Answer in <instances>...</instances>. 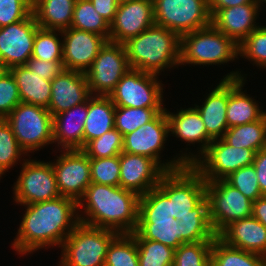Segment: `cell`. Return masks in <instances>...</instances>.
<instances>
[{"instance_id":"obj_1","label":"cell","mask_w":266,"mask_h":266,"mask_svg":"<svg viewBox=\"0 0 266 266\" xmlns=\"http://www.w3.org/2000/svg\"><path fill=\"white\" fill-rule=\"evenodd\" d=\"M23 206L26 211L12 243L14 250L22 255L44 247H61L82 215L78 213L77 202L64 196Z\"/></svg>"},{"instance_id":"obj_2","label":"cell","mask_w":266,"mask_h":266,"mask_svg":"<svg viewBox=\"0 0 266 266\" xmlns=\"http://www.w3.org/2000/svg\"><path fill=\"white\" fill-rule=\"evenodd\" d=\"M139 200V195L120 186L91 183L77 203L78 210L84 207L86 213L79 222L118 234L133 233L138 225Z\"/></svg>"},{"instance_id":"obj_3","label":"cell","mask_w":266,"mask_h":266,"mask_svg":"<svg viewBox=\"0 0 266 266\" xmlns=\"http://www.w3.org/2000/svg\"><path fill=\"white\" fill-rule=\"evenodd\" d=\"M130 69L156 75L180 61V36L165 27L153 25L124 43Z\"/></svg>"},{"instance_id":"obj_4","label":"cell","mask_w":266,"mask_h":266,"mask_svg":"<svg viewBox=\"0 0 266 266\" xmlns=\"http://www.w3.org/2000/svg\"><path fill=\"white\" fill-rule=\"evenodd\" d=\"M158 187L169 197L170 216L176 220L187 215H209L206 181L192 165L165 172Z\"/></svg>"},{"instance_id":"obj_5","label":"cell","mask_w":266,"mask_h":266,"mask_svg":"<svg viewBox=\"0 0 266 266\" xmlns=\"http://www.w3.org/2000/svg\"><path fill=\"white\" fill-rule=\"evenodd\" d=\"M135 239L158 241L177 249L180 241V224L170 216L169 197L157 186L140 196L138 225L131 233Z\"/></svg>"},{"instance_id":"obj_6","label":"cell","mask_w":266,"mask_h":266,"mask_svg":"<svg viewBox=\"0 0 266 266\" xmlns=\"http://www.w3.org/2000/svg\"><path fill=\"white\" fill-rule=\"evenodd\" d=\"M238 55L239 45L212 24L180 36L181 65H221Z\"/></svg>"},{"instance_id":"obj_7","label":"cell","mask_w":266,"mask_h":266,"mask_svg":"<svg viewBox=\"0 0 266 266\" xmlns=\"http://www.w3.org/2000/svg\"><path fill=\"white\" fill-rule=\"evenodd\" d=\"M117 232L79 223L64 240L59 266H104Z\"/></svg>"},{"instance_id":"obj_8","label":"cell","mask_w":266,"mask_h":266,"mask_svg":"<svg viewBox=\"0 0 266 266\" xmlns=\"http://www.w3.org/2000/svg\"><path fill=\"white\" fill-rule=\"evenodd\" d=\"M255 153L251 149L232 147L221 138L213 140L201 156L189 152L182 153L180 158L186 165H192L205 181H215L252 165Z\"/></svg>"},{"instance_id":"obj_9","label":"cell","mask_w":266,"mask_h":266,"mask_svg":"<svg viewBox=\"0 0 266 266\" xmlns=\"http://www.w3.org/2000/svg\"><path fill=\"white\" fill-rule=\"evenodd\" d=\"M5 120L26 154L53 143V116L44 107L20 102Z\"/></svg>"},{"instance_id":"obj_10","label":"cell","mask_w":266,"mask_h":266,"mask_svg":"<svg viewBox=\"0 0 266 266\" xmlns=\"http://www.w3.org/2000/svg\"><path fill=\"white\" fill-rule=\"evenodd\" d=\"M155 25L179 36L211 24L208 0H152Z\"/></svg>"},{"instance_id":"obj_11","label":"cell","mask_w":266,"mask_h":266,"mask_svg":"<svg viewBox=\"0 0 266 266\" xmlns=\"http://www.w3.org/2000/svg\"><path fill=\"white\" fill-rule=\"evenodd\" d=\"M209 219L218 235L231 222L252 216L253 201L225 179L206 181Z\"/></svg>"},{"instance_id":"obj_12","label":"cell","mask_w":266,"mask_h":266,"mask_svg":"<svg viewBox=\"0 0 266 266\" xmlns=\"http://www.w3.org/2000/svg\"><path fill=\"white\" fill-rule=\"evenodd\" d=\"M156 74L129 69L110 93L116 107L163 108V84Z\"/></svg>"},{"instance_id":"obj_13","label":"cell","mask_w":266,"mask_h":266,"mask_svg":"<svg viewBox=\"0 0 266 266\" xmlns=\"http://www.w3.org/2000/svg\"><path fill=\"white\" fill-rule=\"evenodd\" d=\"M169 133V122L164 109L152 121L123 136V152L149 157L165 172L180 169L186 165L180 157L167 163H161L159 157Z\"/></svg>"},{"instance_id":"obj_14","label":"cell","mask_w":266,"mask_h":266,"mask_svg":"<svg viewBox=\"0 0 266 266\" xmlns=\"http://www.w3.org/2000/svg\"><path fill=\"white\" fill-rule=\"evenodd\" d=\"M129 69L124 44L107 41L85 72L91 95L109 96Z\"/></svg>"},{"instance_id":"obj_15","label":"cell","mask_w":266,"mask_h":266,"mask_svg":"<svg viewBox=\"0 0 266 266\" xmlns=\"http://www.w3.org/2000/svg\"><path fill=\"white\" fill-rule=\"evenodd\" d=\"M14 183V201L21 205L55 199L60 195L52 162L24 160Z\"/></svg>"},{"instance_id":"obj_16","label":"cell","mask_w":266,"mask_h":266,"mask_svg":"<svg viewBox=\"0 0 266 266\" xmlns=\"http://www.w3.org/2000/svg\"><path fill=\"white\" fill-rule=\"evenodd\" d=\"M52 163L61 196L77 203L91 182L90 158L81 149L62 150Z\"/></svg>"},{"instance_id":"obj_17","label":"cell","mask_w":266,"mask_h":266,"mask_svg":"<svg viewBox=\"0 0 266 266\" xmlns=\"http://www.w3.org/2000/svg\"><path fill=\"white\" fill-rule=\"evenodd\" d=\"M38 28L33 13L22 21L0 27V61L9 69L25 65L32 56Z\"/></svg>"},{"instance_id":"obj_18","label":"cell","mask_w":266,"mask_h":266,"mask_svg":"<svg viewBox=\"0 0 266 266\" xmlns=\"http://www.w3.org/2000/svg\"><path fill=\"white\" fill-rule=\"evenodd\" d=\"M155 25L152 0H133L119 3L110 23L109 41L124 44Z\"/></svg>"},{"instance_id":"obj_19","label":"cell","mask_w":266,"mask_h":266,"mask_svg":"<svg viewBox=\"0 0 266 266\" xmlns=\"http://www.w3.org/2000/svg\"><path fill=\"white\" fill-rule=\"evenodd\" d=\"M63 43V67L66 70L85 73L98 52L108 41L105 37L72 27L61 31Z\"/></svg>"},{"instance_id":"obj_20","label":"cell","mask_w":266,"mask_h":266,"mask_svg":"<svg viewBox=\"0 0 266 266\" xmlns=\"http://www.w3.org/2000/svg\"><path fill=\"white\" fill-rule=\"evenodd\" d=\"M164 173L165 171L149 157L126 152L120 154L119 186L139 196L157 187Z\"/></svg>"},{"instance_id":"obj_21","label":"cell","mask_w":266,"mask_h":266,"mask_svg":"<svg viewBox=\"0 0 266 266\" xmlns=\"http://www.w3.org/2000/svg\"><path fill=\"white\" fill-rule=\"evenodd\" d=\"M48 110L52 116L86 102L92 95L85 73L63 69L51 81Z\"/></svg>"},{"instance_id":"obj_22","label":"cell","mask_w":266,"mask_h":266,"mask_svg":"<svg viewBox=\"0 0 266 266\" xmlns=\"http://www.w3.org/2000/svg\"><path fill=\"white\" fill-rule=\"evenodd\" d=\"M224 79L206 96L202 106L195 104V109L199 112L205 125L207 135L212 139L223 138L227 125V102H228V79H244L243 75L236 72L228 73Z\"/></svg>"},{"instance_id":"obj_23","label":"cell","mask_w":266,"mask_h":266,"mask_svg":"<svg viewBox=\"0 0 266 266\" xmlns=\"http://www.w3.org/2000/svg\"><path fill=\"white\" fill-rule=\"evenodd\" d=\"M260 7L254 0L251 3L219 9L211 16V24L239 45L259 27L256 20Z\"/></svg>"},{"instance_id":"obj_24","label":"cell","mask_w":266,"mask_h":266,"mask_svg":"<svg viewBox=\"0 0 266 266\" xmlns=\"http://www.w3.org/2000/svg\"><path fill=\"white\" fill-rule=\"evenodd\" d=\"M217 236L227 245L266 258V227L253 216L231 222Z\"/></svg>"},{"instance_id":"obj_25","label":"cell","mask_w":266,"mask_h":266,"mask_svg":"<svg viewBox=\"0 0 266 266\" xmlns=\"http://www.w3.org/2000/svg\"><path fill=\"white\" fill-rule=\"evenodd\" d=\"M87 114L88 100L53 116V143L63 150L82 149Z\"/></svg>"},{"instance_id":"obj_26","label":"cell","mask_w":266,"mask_h":266,"mask_svg":"<svg viewBox=\"0 0 266 266\" xmlns=\"http://www.w3.org/2000/svg\"><path fill=\"white\" fill-rule=\"evenodd\" d=\"M165 113L169 122V132L174 134L180 140L187 143H200L201 147L198 154H203L209 144L213 141L208 135L199 112L193 108L180 109L178 113L173 114L166 110Z\"/></svg>"},{"instance_id":"obj_27","label":"cell","mask_w":266,"mask_h":266,"mask_svg":"<svg viewBox=\"0 0 266 266\" xmlns=\"http://www.w3.org/2000/svg\"><path fill=\"white\" fill-rule=\"evenodd\" d=\"M244 79H228L227 125L228 128L260 120L266 111L260 110L258 103L244 93Z\"/></svg>"},{"instance_id":"obj_28","label":"cell","mask_w":266,"mask_h":266,"mask_svg":"<svg viewBox=\"0 0 266 266\" xmlns=\"http://www.w3.org/2000/svg\"><path fill=\"white\" fill-rule=\"evenodd\" d=\"M76 0H32V13L40 28L63 31L71 27Z\"/></svg>"},{"instance_id":"obj_29","label":"cell","mask_w":266,"mask_h":266,"mask_svg":"<svg viewBox=\"0 0 266 266\" xmlns=\"http://www.w3.org/2000/svg\"><path fill=\"white\" fill-rule=\"evenodd\" d=\"M9 71L16 81L21 102L48 109L51 100V81L41 78L25 65L12 67Z\"/></svg>"},{"instance_id":"obj_30","label":"cell","mask_w":266,"mask_h":266,"mask_svg":"<svg viewBox=\"0 0 266 266\" xmlns=\"http://www.w3.org/2000/svg\"><path fill=\"white\" fill-rule=\"evenodd\" d=\"M115 105L109 96L93 95L88 99L84 125V146L114 128Z\"/></svg>"},{"instance_id":"obj_31","label":"cell","mask_w":266,"mask_h":266,"mask_svg":"<svg viewBox=\"0 0 266 266\" xmlns=\"http://www.w3.org/2000/svg\"><path fill=\"white\" fill-rule=\"evenodd\" d=\"M222 139L232 147L255 152L266 148V114L255 122L228 128Z\"/></svg>"},{"instance_id":"obj_32","label":"cell","mask_w":266,"mask_h":266,"mask_svg":"<svg viewBox=\"0 0 266 266\" xmlns=\"http://www.w3.org/2000/svg\"><path fill=\"white\" fill-rule=\"evenodd\" d=\"M211 266H266V258L227 245L218 236L213 240L210 253Z\"/></svg>"},{"instance_id":"obj_33","label":"cell","mask_w":266,"mask_h":266,"mask_svg":"<svg viewBox=\"0 0 266 266\" xmlns=\"http://www.w3.org/2000/svg\"><path fill=\"white\" fill-rule=\"evenodd\" d=\"M71 27L99 34L109 41L110 24L94 9L90 0H76Z\"/></svg>"},{"instance_id":"obj_34","label":"cell","mask_w":266,"mask_h":266,"mask_svg":"<svg viewBox=\"0 0 266 266\" xmlns=\"http://www.w3.org/2000/svg\"><path fill=\"white\" fill-rule=\"evenodd\" d=\"M104 266H139L135 237L118 234L109 244Z\"/></svg>"},{"instance_id":"obj_35","label":"cell","mask_w":266,"mask_h":266,"mask_svg":"<svg viewBox=\"0 0 266 266\" xmlns=\"http://www.w3.org/2000/svg\"><path fill=\"white\" fill-rule=\"evenodd\" d=\"M164 109L115 106L114 128L124 136L152 121Z\"/></svg>"},{"instance_id":"obj_36","label":"cell","mask_w":266,"mask_h":266,"mask_svg":"<svg viewBox=\"0 0 266 266\" xmlns=\"http://www.w3.org/2000/svg\"><path fill=\"white\" fill-rule=\"evenodd\" d=\"M178 223L182 243L213 241L217 237L211 226L209 215H187Z\"/></svg>"},{"instance_id":"obj_37","label":"cell","mask_w":266,"mask_h":266,"mask_svg":"<svg viewBox=\"0 0 266 266\" xmlns=\"http://www.w3.org/2000/svg\"><path fill=\"white\" fill-rule=\"evenodd\" d=\"M139 266H173L175 249L158 241L135 239Z\"/></svg>"},{"instance_id":"obj_38","label":"cell","mask_w":266,"mask_h":266,"mask_svg":"<svg viewBox=\"0 0 266 266\" xmlns=\"http://www.w3.org/2000/svg\"><path fill=\"white\" fill-rule=\"evenodd\" d=\"M58 33L60 35L61 31L39 27L36 31L31 57L44 61H62L63 43L57 36Z\"/></svg>"},{"instance_id":"obj_39","label":"cell","mask_w":266,"mask_h":266,"mask_svg":"<svg viewBox=\"0 0 266 266\" xmlns=\"http://www.w3.org/2000/svg\"><path fill=\"white\" fill-rule=\"evenodd\" d=\"M212 243L200 241L181 244L175 250L173 266H211Z\"/></svg>"},{"instance_id":"obj_40","label":"cell","mask_w":266,"mask_h":266,"mask_svg":"<svg viewBox=\"0 0 266 266\" xmlns=\"http://www.w3.org/2000/svg\"><path fill=\"white\" fill-rule=\"evenodd\" d=\"M89 158H105L123 152V135L115 128L89 141L81 149Z\"/></svg>"},{"instance_id":"obj_41","label":"cell","mask_w":266,"mask_h":266,"mask_svg":"<svg viewBox=\"0 0 266 266\" xmlns=\"http://www.w3.org/2000/svg\"><path fill=\"white\" fill-rule=\"evenodd\" d=\"M23 154L25 152L20 148L10 125L5 119H0V178Z\"/></svg>"},{"instance_id":"obj_42","label":"cell","mask_w":266,"mask_h":266,"mask_svg":"<svg viewBox=\"0 0 266 266\" xmlns=\"http://www.w3.org/2000/svg\"><path fill=\"white\" fill-rule=\"evenodd\" d=\"M239 56L266 68V26L259 25L239 44Z\"/></svg>"},{"instance_id":"obj_43","label":"cell","mask_w":266,"mask_h":266,"mask_svg":"<svg viewBox=\"0 0 266 266\" xmlns=\"http://www.w3.org/2000/svg\"><path fill=\"white\" fill-rule=\"evenodd\" d=\"M91 182L119 186L120 155L105 158H90Z\"/></svg>"},{"instance_id":"obj_44","label":"cell","mask_w":266,"mask_h":266,"mask_svg":"<svg viewBox=\"0 0 266 266\" xmlns=\"http://www.w3.org/2000/svg\"><path fill=\"white\" fill-rule=\"evenodd\" d=\"M225 180L253 202L263 196L253 165L232 172Z\"/></svg>"},{"instance_id":"obj_45","label":"cell","mask_w":266,"mask_h":266,"mask_svg":"<svg viewBox=\"0 0 266 266\" xmlns=\"http://www.w3.org/2000/svg\"><path fill=\"white\" fill-rule=\"evenodd\" d=\"M32 13V0H0V27L26 19Z\"/></svg>"},{"instance_id":"obj_46","label":"cell","mask_w":266,"mask_h":266,"mask_svg":"<svg viewBox=\"0 0 266 266\" xmlns=\"http://www.w3.org/2000/svg\"><path fill=\"white\" fill-rule=\"evenodd\" d=\"M20 102L16 81L9 71L0 79V119H5Z\"/></svg>"},{"instance_id":"obj_47","label":"cell","mask_w":266,"mask_h":266,"mask_svg":"<svg viewBox=\"0 0 266 266\" xmlns=\"http://www.w3.org/2000/svg\"><path fill=\"white\" fill-rule=\"evenodd\" d=\"M25 66L41 78L52 81L63 69L62 61H44L31 57Z\"/></svg>"},{"instance_id":"obj_48","label":"cell","mask_w":266,"mask_h":266,"mask_svg":"<svg viewBox=\"0 0 266 266\" xmlns=\"http://www.w3.org/2000/svg\"><path fill=\"white\" fill-rule=\"evenodd\" d=\"M256 171L259 187L263 196H266V148L255 153L253 164Z\"/></svg>"},{"instance_id":"obj_49","label":"cell","mask_w":266,"mask_h":266,"mask_svg":"<svg viewBox=\"0 0 266 266\" xmlns=\"http://www.w3.org/2000/svg\"><path fill=\"white\" fill-rule=\"evenodd\" d=\"M94 9L110 24L115 17L118 0H90Z\"/></svg>"},{"instance_id":"obj_50","label":"cell","mask_w":266,"mask_h":266,"mask_svg":"<svg viewBox=\"0 0 266 266\" xmlns=\"http://www.w3.org/2000/svg\"><path fill=\"white\" fill-rule=\"evenodd\" d=\"M254 0H208L211 16L219 9L251 3Z\"/></svg>"},{"instance_id":"obj_51","label":"cell","mask_w":266,"mask_h":266,"mask_svg":"<svg viewBox=\"0 0 266 266\" xmlns=\"http://www.w3.org/2000/svg\"><path fill=\"white\" fill-rule=\"evenodd\" d=\"M252 216L266 227V196L253 202Z\"/></svg>"},{"instance_id":"obj_52","label":"cell","mask_w":266,"mask_h":266,"mask_svg":"<svg viewBox=\"0 0 266 266\" xmlns=\"http://www.w3.org/2000/svg\"><path fill=\"white\" fill-rule=\"evenodd\" d=\"M9 72V68L0 61V79Z\"/></svg>"},{"instance_id":"obj_53","label":"cell","mask_w":266,"mask_h":266,"mask_svg":"<svg viewBox=\"0 0 266 266\" xmlns=\"http://www.w3.org/2000/svg\"><path fill=\"white\" fill-rule=\"evenodd\" d=\"M260 6L261 4H263L262 2H265L266 3V0H255Z\"/></svg>"},{"instance_id":"obj_54","label":"cell","mask_w":266,"mask_h":266,"mask_svg":"<svg viewBox=\"0 0 266 266\" xmlns=\"http://www.w3.org/2000/svg\"><path fill=\"white\" fill-rule=\"evenodd\" d=\"M129 1H133V0H118L119 3H124V2H129Z\"/></svg>"}]
</instances>
